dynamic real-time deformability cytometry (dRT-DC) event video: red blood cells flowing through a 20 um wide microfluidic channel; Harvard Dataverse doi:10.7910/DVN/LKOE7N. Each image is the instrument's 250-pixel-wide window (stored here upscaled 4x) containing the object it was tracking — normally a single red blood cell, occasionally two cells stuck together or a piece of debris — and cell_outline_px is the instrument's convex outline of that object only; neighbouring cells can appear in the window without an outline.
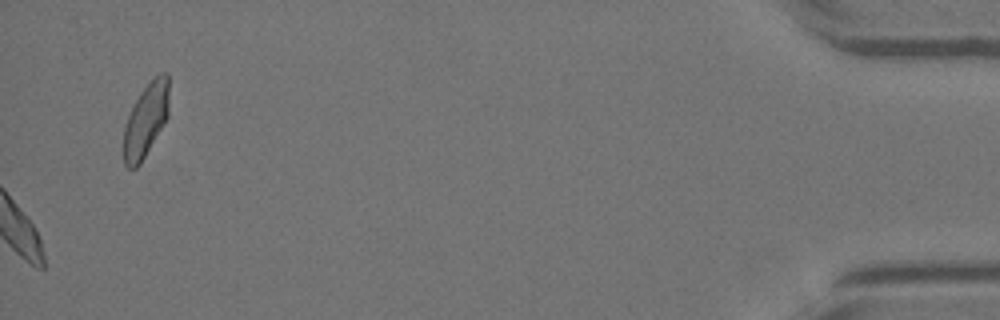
{"species": "Egyptian fruit bat (a non-hibernating species)", "species_latin": "Rousettus aegyptiacus", "temperature_condition": "warm", "stored_images_in_passage": 41, "camera_frame_rate_fps": 3000, "um_per_image_px": 0.085, "animal": {"sex": "female"}, "frame": {"image": 1, "passage_image": 41, "time_ms": 13.333, "image_size_px": [1000, 320], "cell_outline_px": [[168, 116], [140, 164], [136, 168], [128, 168], [124, 164], [124, 128], [128, 116], [140, 92], [160, 72], [168, 72]], "centroid_in_image_um": [12.4, 10.2], "position_along_channel_um": 422.8, "area_um2": 19.07}}